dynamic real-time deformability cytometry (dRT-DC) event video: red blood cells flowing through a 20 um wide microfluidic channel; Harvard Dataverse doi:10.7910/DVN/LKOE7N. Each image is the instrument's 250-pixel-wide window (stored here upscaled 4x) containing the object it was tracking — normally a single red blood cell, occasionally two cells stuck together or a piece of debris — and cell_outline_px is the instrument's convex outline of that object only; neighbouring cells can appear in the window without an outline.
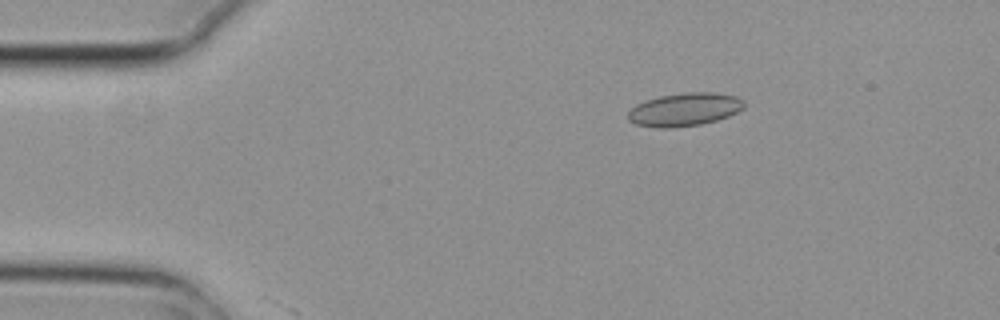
{"species": "common noctule bat (a hibernating species)", "species_latin": "Nyctalus noctula", "temperature_condition": "cold", "stored_images_in_passage": 3, "camera_frame_rate_fps": 3000, "um_per_image_px": 0.085, "animal": {"sex": "female", "body_mass_g": 29.2, "forearm_length_mm": 56.3}, "frame": {"image": 1, "passage_image": 2, "time_ms": 0.333, "image_size_px": [1000, 320], "cell_outline_px": [[744, 108], [728, 116], [716, 120], [700, 124], [672, 128], [656, 128], [636, 124], [628, 120], [628, 112], [636, 104], [660, 96], [684, 92], [712, 92], [736, 96], [744, 100]], "centroid_in_image_um": [58.18, 9.31], "position_along_channel_um": 26.8, "area_um2": 22.37}}